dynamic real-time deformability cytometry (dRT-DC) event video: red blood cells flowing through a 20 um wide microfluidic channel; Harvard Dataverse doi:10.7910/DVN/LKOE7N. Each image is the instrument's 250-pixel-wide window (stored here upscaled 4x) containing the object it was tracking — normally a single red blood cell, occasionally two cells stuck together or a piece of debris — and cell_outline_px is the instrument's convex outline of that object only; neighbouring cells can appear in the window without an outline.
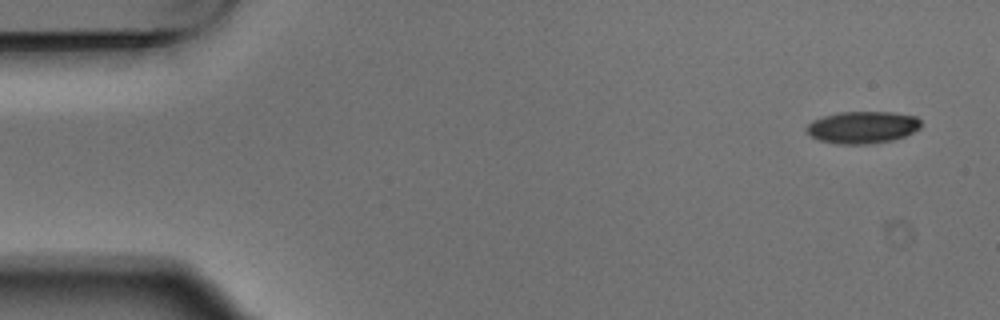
{"species": "Egyptian fruit bat (a non-hibernating species)", "species_latin": "Rousettus aegyptiacus", "temperature_condition": "warm", "stored_images_in_passage": 6, "camera_frame_rate_fps": 3000, "um_per_image_px": 0.085, "animal": {"sex": "male"}, "frame": {"image": 1, "passage_image": 1, "time_ms": 0.0, "image_size_px": [1000, 320], "cell_outline_px": [[920, 128], [904, 136], [892, 140], [868, 144], [840, 144], [820, 140], [812, 136], [808, 132], [808, 124], [812, 120], [824, 116], [840, 112], [892, 112], [916, 116], [920, 120]], "centroid_in_image_um": [73.33, 10.81], "position_along_channel_um": 11.7, "area_um2": 21.15}}
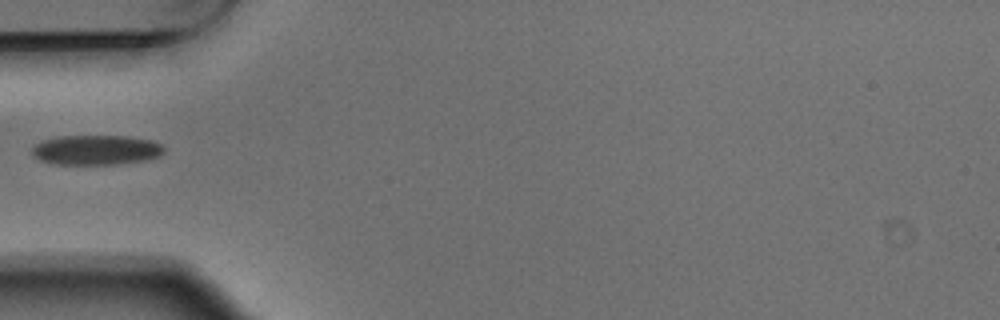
{"frame": {"image": 2, "passage_image": 5, "time_ms": 1.333, "image_size_px": [1000, 320], "cell_outline_px": [[164, 152], [160, 156], [148, 160], [120, 164], [52, 164], [40, 160], [32, 152], [32, 148], [36, 144], [44, 140], [60, 136], [124, 136], [152, 140], [160, 144], [164, 148]], "centroid_in_image_um": [8.21, 12.75], "position_along_channel_um": 76.8, "area_um2": 22.95}}
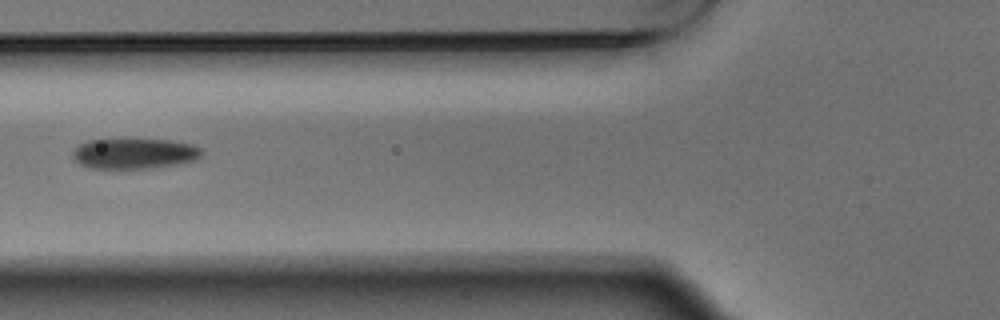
{"frame": {"image": 3, "passage_image": 6, "time_ms": 1.667, "image_size_px": [1000, 320], "cell_outline_px": [[204, 152], [196, 160], [180, 164], [152, 168], [92, 168], [80, 164], [72, 156], [72, 152], [80, 144], [88, 140], [124, 136], [168, 140], [192, 144], [200, 148]], "centroid_in_image_um": [11.42, 13.0], "position_along_channel_um": 114.4, "area_um2": 23.87}}